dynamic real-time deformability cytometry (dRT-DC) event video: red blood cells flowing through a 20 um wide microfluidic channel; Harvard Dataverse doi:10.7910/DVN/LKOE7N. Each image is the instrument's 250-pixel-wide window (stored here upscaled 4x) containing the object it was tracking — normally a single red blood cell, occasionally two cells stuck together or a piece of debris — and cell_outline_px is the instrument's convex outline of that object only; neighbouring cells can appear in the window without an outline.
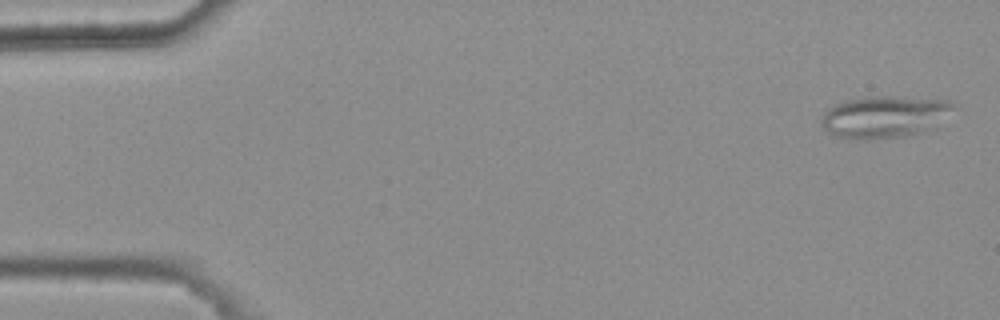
{"species": "common noctule bat (a hibernating species)", "species_latin": "Nyctalus noctula", "temperature_condition": "warm", "stored_images_in_passage": 4, "camera_frame_rate_fps": 3000, "um_per_image_px": 0.085, "animal": {"sex": "female", "body_mass_g": 25.1}, "frame": {"image": 1, "passage_image": 1, "time_ms": 0.0, "image_size_px": [1000, 320], "cell_outline_px": [[952, 104], [928, 128], [904, 136], [868, 140], [852, 140], [836, 136], [828, 132], [824, 128], [820, 120], [824, 112], [828, 108], [836, 104], [848, 100], [868, 96], [892, 96], [948, 100]], "centroid_in_image_um": [74.97, 9.93], "position_along_channel_um": 10.0, "area_um2": 31.21}}